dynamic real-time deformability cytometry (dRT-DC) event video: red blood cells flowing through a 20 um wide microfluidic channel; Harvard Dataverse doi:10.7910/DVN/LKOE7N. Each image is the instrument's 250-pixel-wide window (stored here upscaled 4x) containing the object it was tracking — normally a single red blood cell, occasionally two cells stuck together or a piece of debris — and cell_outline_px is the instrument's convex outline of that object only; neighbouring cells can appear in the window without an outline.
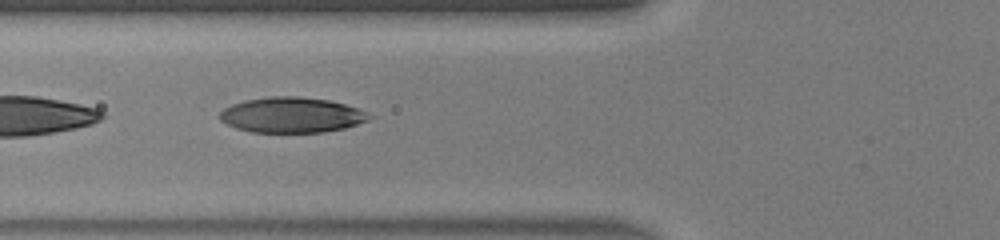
{"species": "human", "species_latin": "Homo sapiens", "temperature_condition": "warm", "stored_images_in_passage": 34, "camera_frame_rate_fps": 3000, "um_per_image_px": 0.085, "donor": {"sex": "male"}, "frame": {"image": 1, "passage_image": 5, "time_ms": 1.333, "image_size_px": [1000, 240], "cell_outline_px": [[372, 116], [368, 120], [344, 128], [324, 132], [252, 132], [236, 128], [220, 120], [220, 112], [224, 108], [232, 104], [244, 100], [272, 96], [300, 96], [328, 100], [344, 104], [356, 108]], "centroid_in_image_um": [24.76, 9.77], "position_along_channel_um": 101.0, "area_um2": 30.58}}
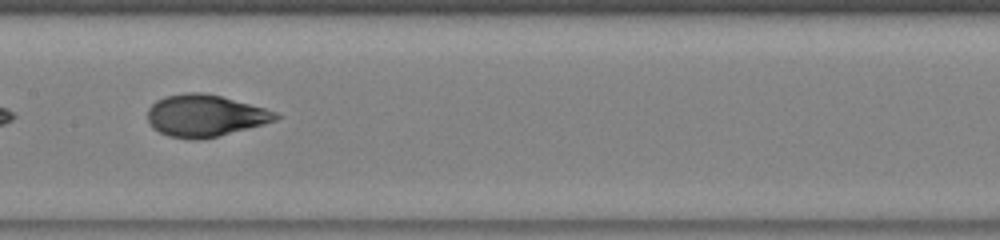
{"frame": {"image": 2, "passage_image": 11, "time_ms": 3.333, "image_size_px": [1000, 240], "cell_outline_px": [[284, 116], [276, 120], [264, 124], [200, 140], [168, 136], [152, 128], [148, 120], [148, 108], [156, 100], [164, 96], [188, 92], [200, 92], [220, 96], [264, 108], [276, 112]], "centroid_in_image_um": [17.41, 9.83], "position_along_channel_um": 190.0, "area_um2": 31.1}}
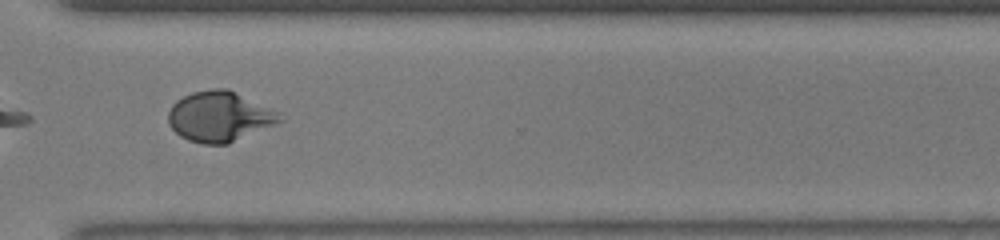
{"frame": {"image": 3, "passage_image": 22, "time_ms": 7.0, "image_size_px": [1000, 240], "cell_outline_px": [[284, 120], [228, 144], [204, 144], [188, 140], [180, 136], [168, 124], [168, 112], [172, 104], [176, 100], [192, 92], [212, 88], [228, 88], [276, 112]], "centroid_in_image_um": [18.6, 9.91], "position_along_channel_um": 352.0, "area_um2": 32.31}, "authors_computed_cell_mechanics": {"area_um2": 31.1831, "velocity_mm_per_s": 4.4288, "shape_relaxation_time_tau1_ms": 6.1904, "shape_relaxation_time_tau2_ms": null, "deformation_change_tau1": 0.2725, "deformation_change_tau2": null}}